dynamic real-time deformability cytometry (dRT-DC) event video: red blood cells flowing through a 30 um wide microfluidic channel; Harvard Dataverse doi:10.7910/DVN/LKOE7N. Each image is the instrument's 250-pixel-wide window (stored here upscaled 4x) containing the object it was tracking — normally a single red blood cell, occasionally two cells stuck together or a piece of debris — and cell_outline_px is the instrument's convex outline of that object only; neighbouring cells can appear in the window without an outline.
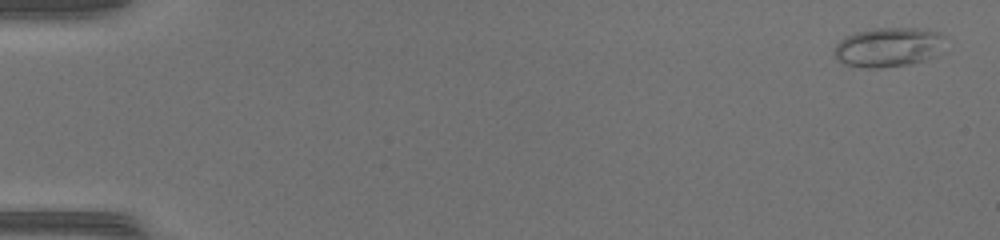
{"species": "common noctule bat (a hibernating species)", "species_latin": "Nyctalus noctula", "temperature_condition": "warm", "stored_images_in_passage": 50, "camera_frame_rate_fps": 3000, "um_per_image_px": 0.085, "animal": {"sex": "female", "body_mass_g": 17.0, "forearm_length_mm": 48.0}, "frame": {"image": 1, "passage_image": 2, "time_ms": 0.333, "image_size_px": [1000, 240], "cell_outline_px": [[944, 52], [936, 56], [924, 60], [908, 64], [880, 68], [868, 68], [844, 64], [832, 52], [836, 44], [844, 36], [856, 32], [876, 28], [916, 28], [940, 32], [944, 36]], "centroid_in_image_um": [75.55, 4.0], "position_along_channel_um": 9.5, "area_um2": 25.78}}
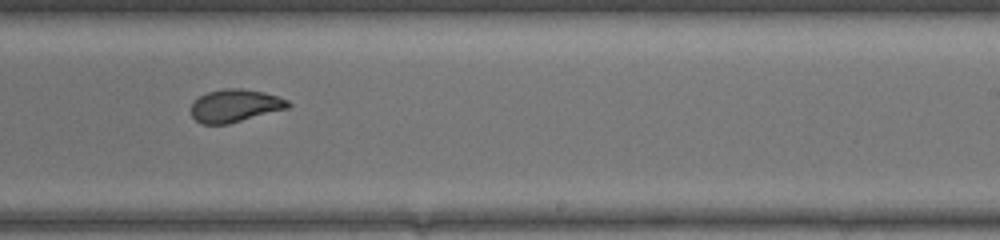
{"frame": {"image": 2, "passage_image": 32, "time_ms": 10.333, "image_size_px": [1000, 240], "cell_outline_px": [[292, 104], [288, 108], [228, 124], [200, 124], [192, 116], [192, 104], [200, 96], [208, 92], [224, 88], [240, 88], [264, 92], [288, 100]], "centroid_in_image_um": [19.99, 8.98], "position_along_channel_um": 269.0, "area_um2": 18.38}}
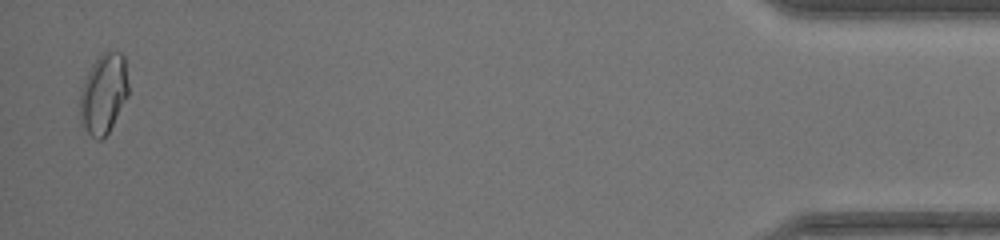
{"frame": {"image": 3, "passage_image": 49, "time_ms": 16.0, "image_size_px": [1000, 240], "cell_outline_px": [[128, 96], [108, 132], [100, 140], [96, 140], [80, 124], [80, 88], [92, 64], [104, 52], [120, 52], [124, 56], [128, 84]], "centroid_in_image_um": [8.79, 7.97], "position_along_channel_um": 426.4, "area_um2": 22.43}, "authors_computed_cell_mechanics": {"area_um2": 20.1144, "velocity_mm_per_s": 4.2711, "shape_relaxation_time_tau1_ms": 9.9408, "shape_relaxation_time_tau2_ms": null, "deformation_change_tau1": 0.2575, "deformation_change_tau2": null}}